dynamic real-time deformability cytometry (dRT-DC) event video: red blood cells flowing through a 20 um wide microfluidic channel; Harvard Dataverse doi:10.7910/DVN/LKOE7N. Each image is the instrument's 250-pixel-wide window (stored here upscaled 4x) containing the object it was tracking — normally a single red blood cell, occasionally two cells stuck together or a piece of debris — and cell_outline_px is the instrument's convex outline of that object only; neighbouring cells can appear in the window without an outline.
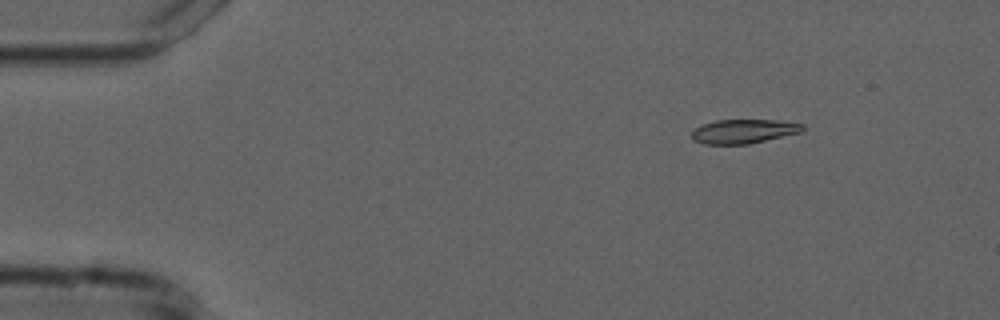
{"species": "common noctule bat (a hibernating species)", "species_latin": "Nyctalus noctula", "temperature_condition": "cold", "stored_images_in_passage": 48, "camera_frame_rate_fps": 3000, "um_per_image_px": 0.085, "animal": {"sex": "male", "forearm_length_mm": 52.5}, "frame": {"image": 1, "passage_image": 1, "time_ms": 0.0, "image_size_px": [1000, 320], "cell_outline_px": [[804, 128], [800, 132], [748, 144], [704, 144], [692, 140], [692, 132], [696, 128], [704, 124], [716, 120], [776, 120], [804, 124]], "centroid_in_image_um": [63.19, 11.16], "position_along_channel_um": 21.8, "area_um2": 15.37}}
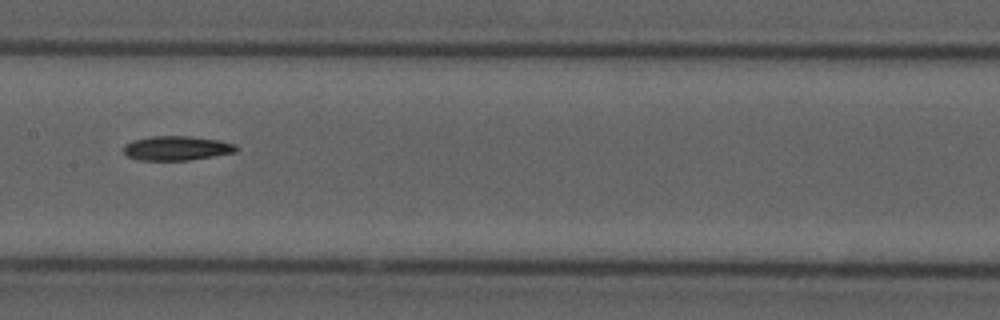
{"frame": {"image": 2, "passage_image": 21, "time_ms": 6.667, "image_size_px": [1000, 320], "cell_outline_px": [[240, 148], [236, 152], [188, 160], [140, 160], [128, 156], [124, 152], [124, 144], [132, 140], [148, 136], [188, 136], [220, 140], [236, 144]], "centroid_in_image_um": [15.03, 12.58], "position_along_channel_um": 192.4, "area_um2": 16.07}}
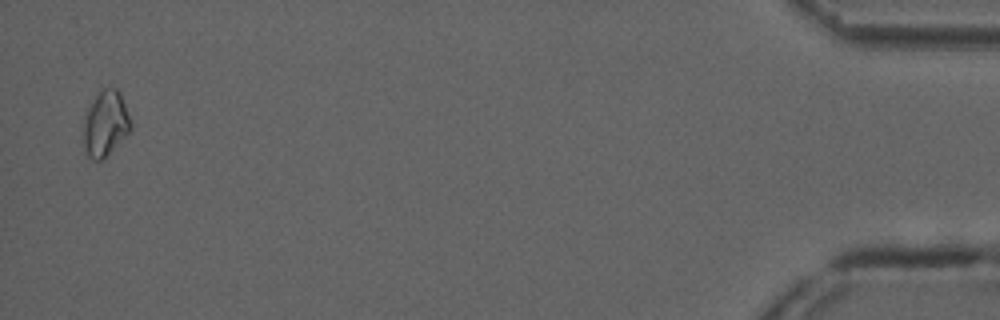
{"frame": {"image": 3, "passage_image": 47, "time_ms": 15.333, "image_size_px": [1000, 320], "cell_outline_px": [[132, 128], [104, 160], [92, 160], [88, 156], [84, 148], [80, 132], [84, 112], [100, 84], [116, 88], [120, 92], [132, 124]], "centroid_in_image_um": [8.88, 10.45], "position_along_channel_um": 426.3, "area_um2": 19.25}}